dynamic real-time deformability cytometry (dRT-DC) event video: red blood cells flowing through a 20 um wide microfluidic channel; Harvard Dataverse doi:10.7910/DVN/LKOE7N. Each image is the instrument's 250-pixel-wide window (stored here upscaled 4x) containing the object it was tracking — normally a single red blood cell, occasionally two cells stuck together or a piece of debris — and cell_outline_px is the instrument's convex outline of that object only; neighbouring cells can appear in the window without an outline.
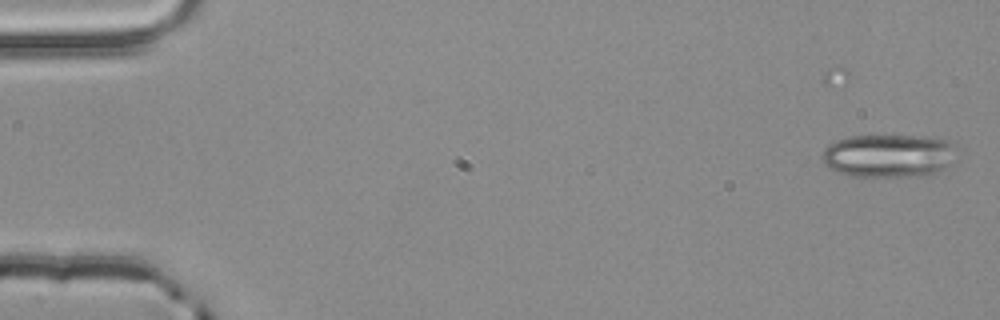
{"species": "common noctule bat (a hibernating species)", "species_latin": "Nyctalus noctula", "temperature_condition": "room temperature", "stored_images_in_passage": 17, "camera_frame_rate_fps": 3000, "um_per_image_px": 0.085, "animal": {"sex": "male", "body_mass_g": 20.4}, "frame": {"image": 1, "passage_image": 1, "time_ms": 0.0, "image_size_px": [1000, 320], "cell_outline_px": [[948, 164], [944, 168], [936, 172], [924, 176], [852, 176], [840, 172], [832, 168], [820, 160], [824, 148], [828, 144], [836, 140], [852, 136], [936, 136], [948, 140]], "centroid_in_image_um": [75.41, 13.23], "position_along_channel_um": 9.6, "area_um2": 33.06}}